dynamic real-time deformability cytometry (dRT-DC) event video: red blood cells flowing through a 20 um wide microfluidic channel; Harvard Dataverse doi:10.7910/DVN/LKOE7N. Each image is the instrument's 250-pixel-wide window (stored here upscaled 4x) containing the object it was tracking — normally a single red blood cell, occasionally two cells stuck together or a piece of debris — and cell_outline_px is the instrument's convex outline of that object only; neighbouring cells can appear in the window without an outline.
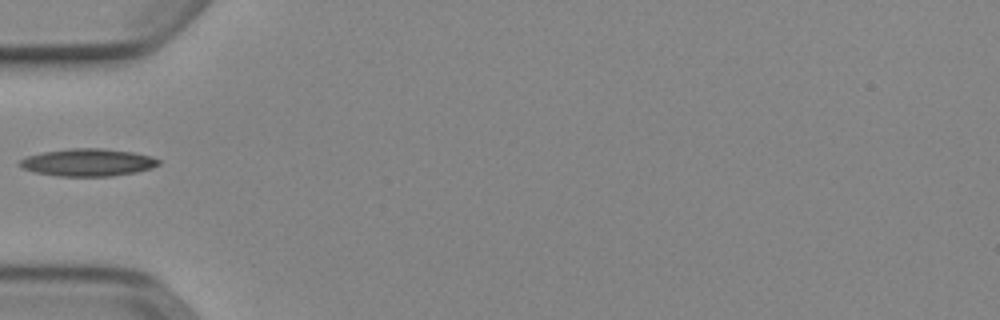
{"species": "Egyptian fruit bat (a non-hibernating species)", "species_latin": "Rousettus aegyptiacus", "temperature_condition": "cold", "stored_images_in_passage": 35, "camera_frame_rate_fps": 3000, "um_per_image_px": 0.085, "animal": {"sex": "female"}, "frame": {"image": 1, "passage_image": 1, "time_ms": 0.0, "image_size_px": [1000, 320], "cell_outline_px": [[160, 164], [152, 168], [136, 172], [112, 176], [56, 176], [32, 172], [16, 164], [20, 160], [28, 156], [44, 152], [68, 148], [100, 148], [132, 152], [148, 156], [160, 160]], "centroid_in_image_um": [7.44, 13.81], "position_along_channel_um": 77.6, "area_um2": 22.2}}
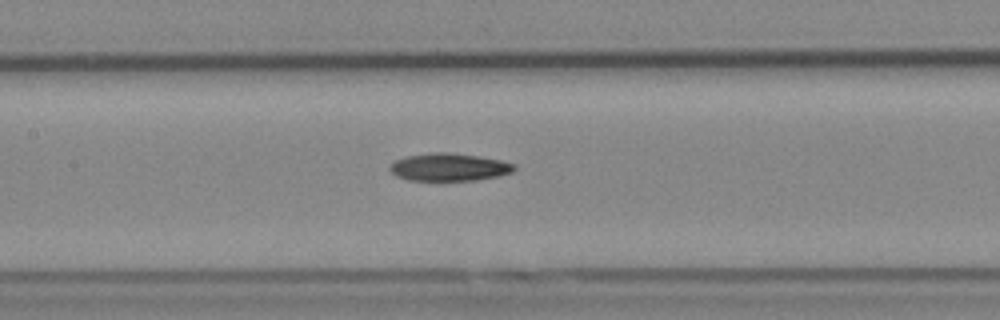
{"frame": {"image": 2, "passage_image": 8, "time_ms": 2.333, "image_size_px": [1000, 320], "cell_outline_px": [[516, 168], [512, 172], [500, 176], [476, 180], [408, 180], [396, 176], [388, 168], [396, 160], [408, 156], [436, 152], [444, 152], [476, 156], [500, 160], [516, 164]], "centroid_in_image_um": [38.2, 14.21], "position_along_channel_um": 169.2, "area_um2": 19.83}}
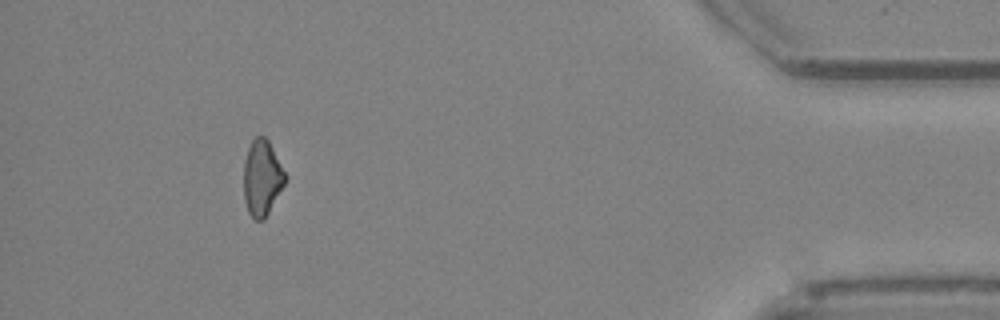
{"frame": {"image": 3, "passage_image": 31, "time_ms": 10.0, "image_size_px": [1000, 320], "cell_outline_px": [[284, 184], [264, 220], [256, 220], [248, 212], [244, 200], [244, 160], [248, 148], [252, 140], [256, 136], [264, 136], [268, 140], [284, 172]], "centroid_in_image_um": [22.23, 15.12], "position_along_channel_um": 413.0, "area_um2": 17.86}}